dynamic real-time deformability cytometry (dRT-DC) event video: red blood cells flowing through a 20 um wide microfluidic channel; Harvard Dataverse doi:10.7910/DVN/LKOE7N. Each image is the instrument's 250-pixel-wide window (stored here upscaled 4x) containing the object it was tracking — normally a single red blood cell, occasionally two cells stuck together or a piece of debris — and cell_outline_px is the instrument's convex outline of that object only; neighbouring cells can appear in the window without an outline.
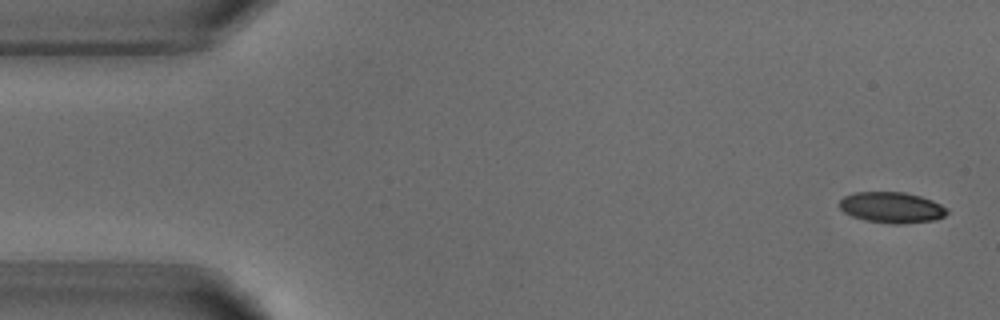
{"species": "common noctule bat (a hibernating species)", "species_latin": "Nyctalus noctula", "temperature_condition": "warm", "stored_images_in_passage": 7, "camera_frame_rate_fps": 3000, "um_per_image_px": 0.085, "animal": {"sex": "male", "body_mass_g": 18.8}, "frame": {"image": 1, "passage_image": 1, "time_ms": 0.0, "image_size_px": [1000, 320], "cell_outline_px": [[948, 212], [944, 216], [936, 220], [904, 224], [892, 224], [864, 220], [852, 216], [844, 212], [840, 208], [840, 200], [844, 196], [856, 192], [904, 192], [920, 196], [932, 200], [948, 208]], "centroid_in_image_um": [75.81, 17.64], "position_along_channel_um": 9.2, "area_um2": 19.48}}
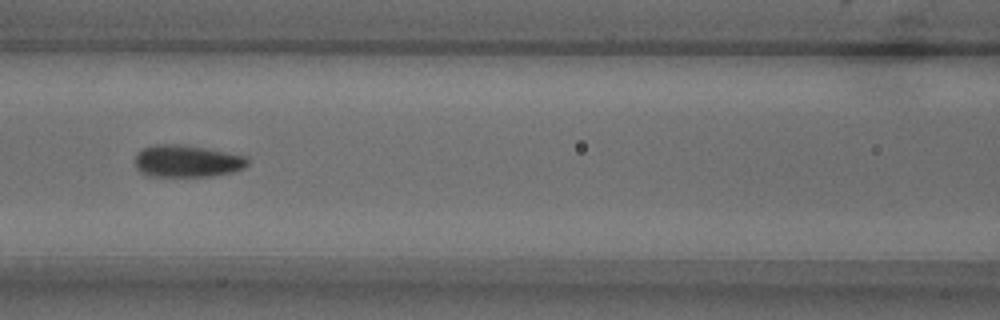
{"frame": {"image": 2, "passage_image": 5, "time_ms": 6.667, "image_size_px": [1000, 320], "cell_outline_px": [[248, 164], [244, 168], [232, 172], [212, 176], [148, 176], [140, 172], [136, 168], [136, 152], [152, 144], [180, 144], [204, 148], [248, 156]], "centroid_in_image_um": [15.89, 13.69], "position_along_channel_um": 150.7, "area_um2": 21.15}}
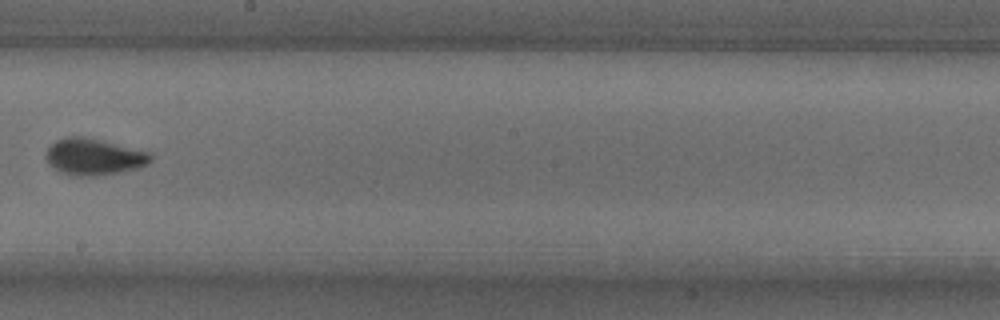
{"frame": {"image": 3, "passage_image": 7, "time_ms": 9.0, "image_size_px": [1000, 320], "cell_outline_px": [[152, 160], [148, 164], [140, 168], [120, 172], [92, 176], [72, 176], [60, 172], [52, 168], [48, 164], [44, 156], [44, 152], [56, 140], [68, 136], [84, 136], [152, 152]], "centroid_in_image_um": [7.97, 13.33], "position_along_channel_um": 240.2, "area_um2": 22.72}}